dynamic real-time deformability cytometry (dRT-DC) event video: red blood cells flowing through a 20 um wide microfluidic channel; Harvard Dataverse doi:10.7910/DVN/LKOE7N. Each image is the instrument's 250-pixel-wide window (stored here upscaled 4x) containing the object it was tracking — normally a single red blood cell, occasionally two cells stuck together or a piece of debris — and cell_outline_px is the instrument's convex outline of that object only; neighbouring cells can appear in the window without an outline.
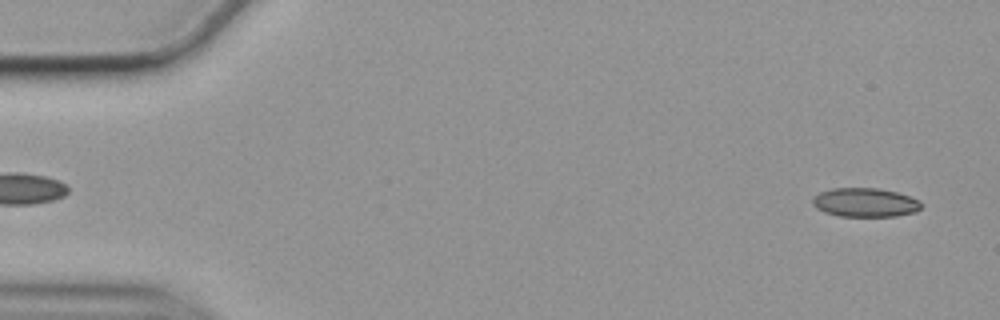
{"species": "common noctule bat (a hibernating species)", "species_latin": "Nyctalus noctula", "temperature_condition": "cold", "stored_images_in_passage": 57, "camera_frame_rate_fps": 3000, "um_per_image_px": 0.085, "animal": {"sex": "female", "body_mass_g": 19.9}, "frame": {"image": 1, "passage_image": 3, "time_ms": 0.667, "image_size_px": [1000, 320], "cell_outline_px": [[920, 208], [916, 212], [896, 216], [840, 216], [824, 212], [816, 208], [812, 204], [812, 196], [820, 192], [832, 188], [880, 188], [896, 192], [920, 200]], "centroid_in_image_um": [73.5, 17.2], "position_along_channel_um": 11.5, "area_um2": 18.38}}
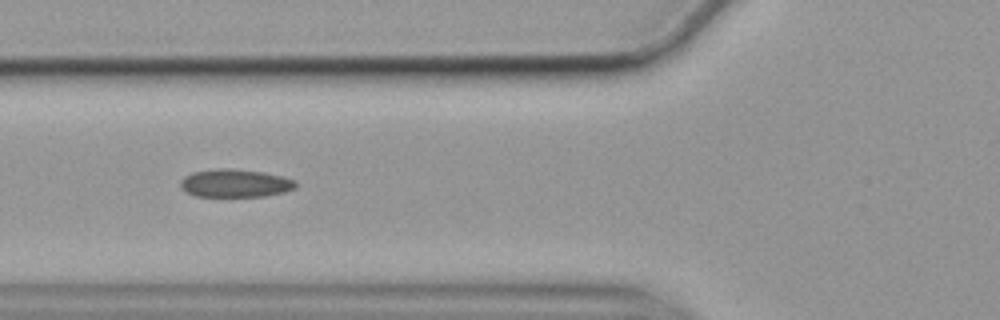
{"frame": {"image": 2, "passage_image": 21, "time_ms": 6.667, "image_size_px": [1000, 320], "cell_outline_px": [[296, 188], [284, 192], [264, 196], [196, 196], [184, 192], [180, 188], [180, 180], [184, 176], [192, 172], [216, 168], [232, 168], [264, 172], [284, 176], [296, 180]], "centroid_in_image_um": [19.97, 15.56], "position_along_channel_um": 105.8, "area_um2": 19.13}}
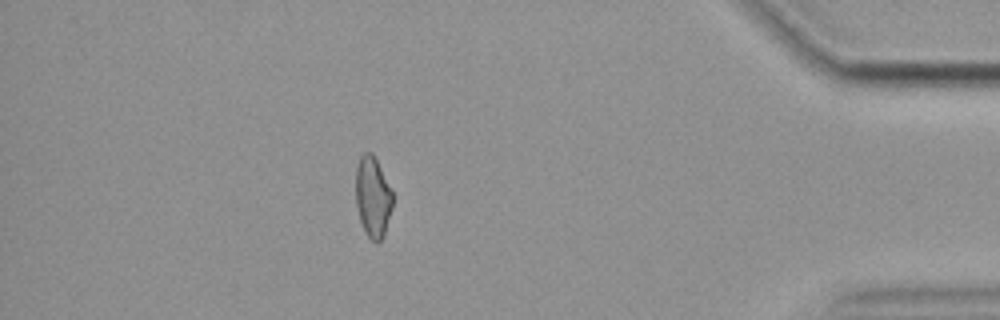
{"frame": {"image": 3, "passage_image": 50, "time_ms": 16.333, "image_size_px": [1000, 320], "cell_outline_px": [[392, 208], [384, 236], [376, 244], [368, 236], [360, 220], [356, 204], [356, 164], [360, 156], [364, 152], [372, 152], [392, 192]], "centroid_in_image_um": [31.67, 16.74], "position_along_channel_um": 403.5, "area_um2": 17.17}, "authors_computed_cell_mechanics": {"area_um2": 18.3804, "velocity_mm_per_s": 3.5318, "shape_relaxation_time_tau1_ms": null, "shape_relaxation_time_tau2_ms": 4.7393, "deformation_change_tau1": null, "deformation_change_tau2": 0.1089}}